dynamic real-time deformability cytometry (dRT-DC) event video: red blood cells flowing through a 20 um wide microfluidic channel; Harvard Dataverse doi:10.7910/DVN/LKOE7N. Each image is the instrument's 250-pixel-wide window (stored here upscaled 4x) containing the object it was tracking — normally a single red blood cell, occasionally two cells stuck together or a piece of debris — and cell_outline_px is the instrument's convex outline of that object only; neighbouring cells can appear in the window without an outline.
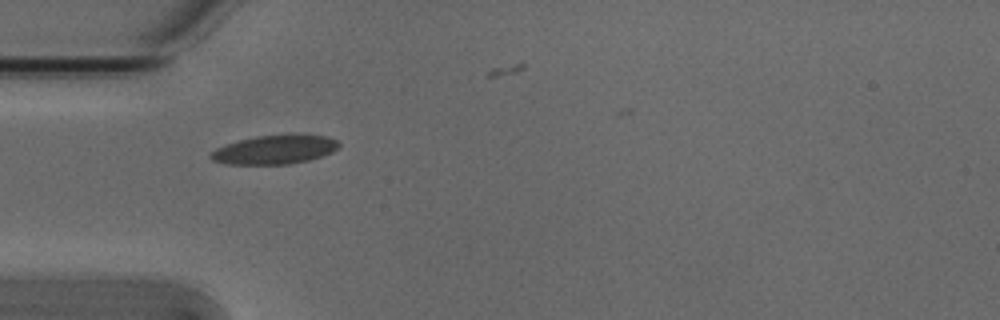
{"species": "Egyptian fruit bat (a non-hibernating species)", "species_latin": "Rousettus aegyptiacus", "temperature_condition": "cold", "stored_images_in_passage": 5, "camera_frame_rate_fps": 3000, "um_per_image_px": 0.085, "animal": {"sex": "male"}, "frame": {"image": 1, "passage_image": 4, "time_ms": 1.0, "image_size_px": [1000, 320], "cell_outline_px": [[340, 144], [332, 152], [308, 160], [288, 164], [224, 164], [212, 160], [208, 156], [216, 148], [224, 144], [256, 136], [288, 132], [324, 136], [336, 140]], "centroid_in_image_um": [23.32, 12.69], "position_along_channel_um": 61.7, "area_um2": 21.96}}